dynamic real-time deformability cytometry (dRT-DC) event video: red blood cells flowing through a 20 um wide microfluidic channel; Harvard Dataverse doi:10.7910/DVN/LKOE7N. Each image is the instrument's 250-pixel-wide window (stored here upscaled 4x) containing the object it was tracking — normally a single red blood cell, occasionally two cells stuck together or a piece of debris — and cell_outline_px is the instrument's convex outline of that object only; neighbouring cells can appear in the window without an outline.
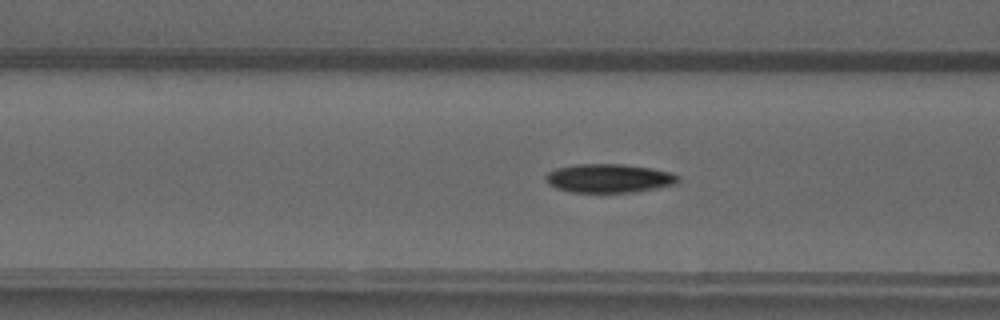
{"species": "common noctule bat (a hibernating species)", "species_latin": "Nyctalus noctula", "temperature_condition": "warm", "stored_images_in_passage": 37, "camera_frame_rate_fps": 3000, "um_per_image_px": 0.085, "animal": {"sex": "male", "forearm_length_mm": 52.5}, "frame": {"image": 1, "passage_image": 6, "time_ms": 1.667, "image_size_px": [1000, 320], "cell_outline_px": [[680, 180], [676, 184], [656, 188], [632, 192], [572, 192], [556, 188], [548, 184], [544, 176], [548, 172], [556, 168], [576, 164], [624, 164], [652, 168], [672, 172], [680, 176]], "centroid_in_image_um": [51.78, 15.14], "position_along_channel_um": 114.8, "area_um2": 22.31}}
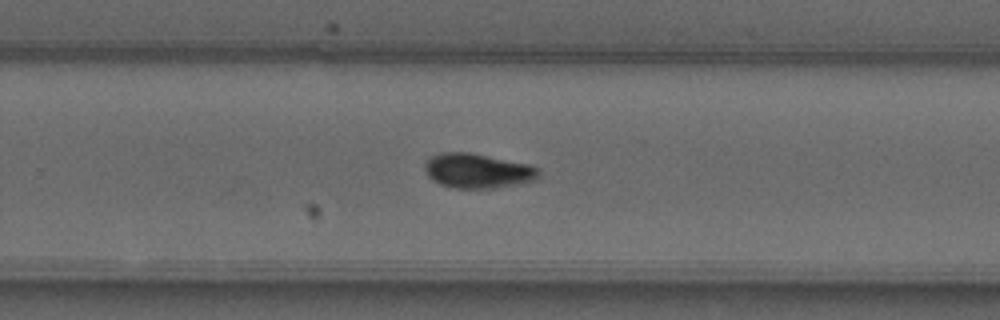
{"frame": {"image": 2, "passage_image": 19, "time_ms": 6.0, "image_size_px": [1000, 320], "cell_outline_px": [[540, 180], [520, 184], [496, 188], [452, 188], [440, 184], [432, 180], [428, 176], [424, 168], [424, 164], [432, 156], [440, 152], [468, 152], [532, 164], [540, 172]], "centroid_in_image_um": [40.65, 14.53], "position_along_channel_um": 289.2, "area_um2": 23.41}}
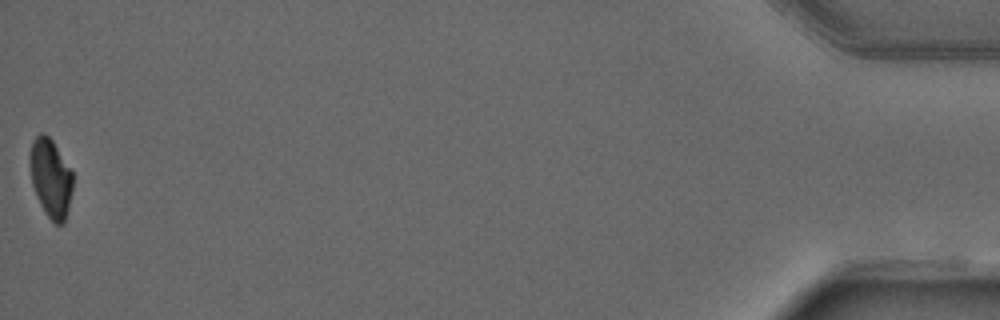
{"frame": {"image": 3, "passage_image": 37, "time_ms": 12.0, "image_size_px": [1000, 320], "cell_outline_px": [[72, 188], [68, 208], [64, 224], [56, 224], [44, 212], [36, 196], [32, 184], [28, 164], [28, 156], [32, 140], [40, 132], [44, 132], [52, 140], [72, 172]], "centroid_in_image_um": [4.26, 15.11], "position_along_channel_um": 430.9, "area_um2": 19.77}, "authors_computed_cell_mechanics": {"area_um2": 22.1952, "velocity_mm_per_s": 4.0332, "shape_relaxation_time_tau1_ms": 6.1403, "shape_relaxation_time_tau2_ms": 2.4129, "deformation_change_tau1": 0.209, "deformation_change_tau2": 0.0657}}